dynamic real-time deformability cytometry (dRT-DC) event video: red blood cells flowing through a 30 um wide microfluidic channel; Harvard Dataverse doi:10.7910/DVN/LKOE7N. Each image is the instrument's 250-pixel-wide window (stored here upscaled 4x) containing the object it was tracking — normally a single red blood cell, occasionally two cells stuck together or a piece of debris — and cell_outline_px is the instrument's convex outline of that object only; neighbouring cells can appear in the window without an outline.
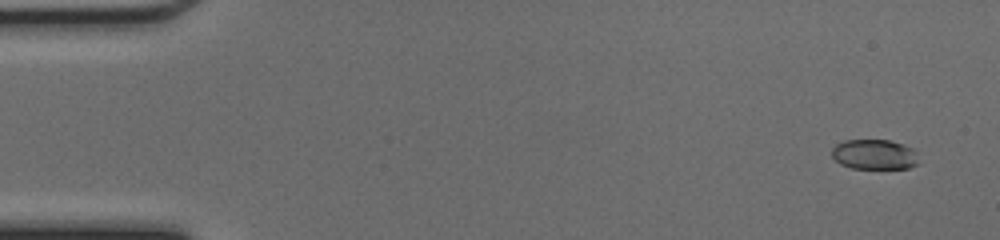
{"species": "common noctule bat (a hibernating species)", "species_latin": "Nyctalus noctula", "temperature_condition": "cold", "stored_images_in_passage": 49, "camera_frame_rate_fps": 3000, "um_per_image_px": 0.085, "animal": {"sex": "female", "body_mass_g": 17.0, "forearm_length_mm": 48.0}, "frame": {"image": 1, "passage_image": 3, "time_ms": 0.667, "image_size_px": [1000, 240], "cell_outline_px": [[916, 164], [908, 168], [852, 168], [840, 164], [832, 156], [832, 148], [836, 144], [844, 140], [888, 140], [904, 144], [912, 148], [916, 152]], "centroid_in_image_um": [74.29, 13.12], "position_along_channel_um": 10.7, "area_um2": 15.09}}
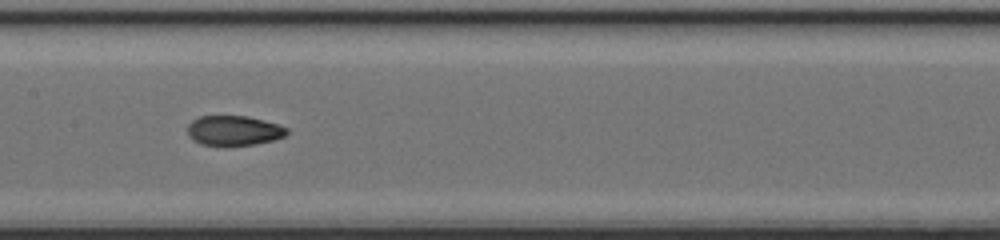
{"frame": {"image": 2, "passage_image": 25, "time_ms": 8.0, "image_size_px": [1000, 240], "cell_outline_px": [[288, 132], [284, 136], [272, 140], [256, 144], [228, 148], [224, 148], [200, 144], [192, 140], [188, 136], [188, 124], [192, 120], [200, 116], [248, 116], [280, 124], [288, 128]], "centroid_in_image_um": [19.85, 11.13], "position_along_channel_um": 187.5, "area_um2": 17.98}}
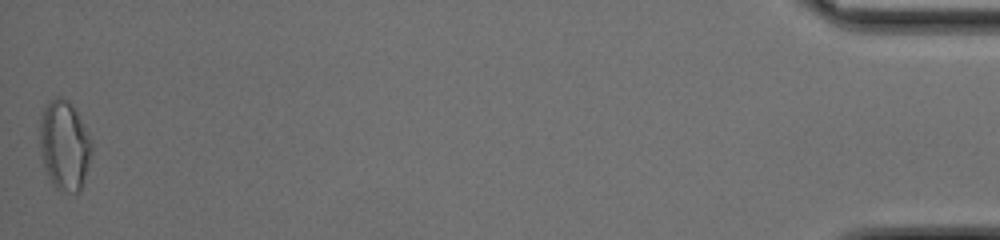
{"frame": {"image": 3, "passage_image": 49, "time_ms": 16.0, "image_size_px": [1000, 240], "cell_outline_px": [[92, 152], [80, 192], [60, 192], [52, 184], [44, 168], [40, 156], [40, 120], [44, 108], [56, 96], [60, 96], [68, 100], [72, 104], [92, 140]], "centroid_in_image_um": [5.47, 12.38], "position_along_channel_um": 429.7, "area_um2": 27.22}, "authors_computed_cell_mechanics": {"area_um2": 17.5712, "velocity_mm_per_s": 4.2774, "shape_relaxation_time_tau1_ms": null, "shape_relaxation_time_tau2_ms": 2.0485, "deformation_change_tau1": null, "deformation_change_tau2": 0.072}}